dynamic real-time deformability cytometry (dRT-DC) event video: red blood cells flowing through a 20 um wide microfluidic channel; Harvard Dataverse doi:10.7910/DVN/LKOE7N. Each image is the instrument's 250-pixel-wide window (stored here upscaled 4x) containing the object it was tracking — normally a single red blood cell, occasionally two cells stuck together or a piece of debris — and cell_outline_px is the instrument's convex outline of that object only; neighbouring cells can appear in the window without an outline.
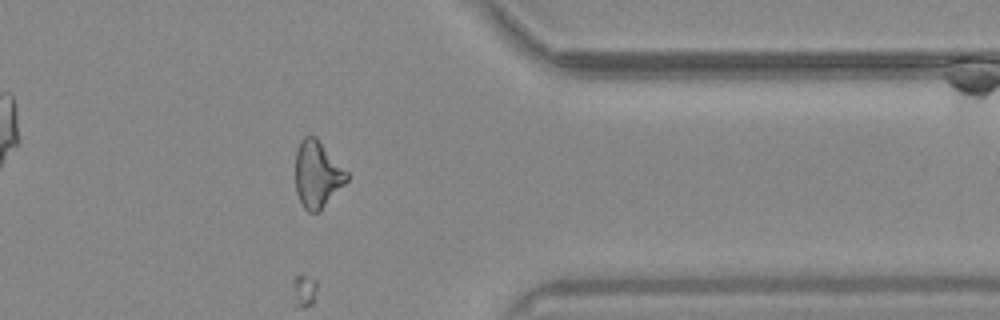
{"species": "common noctule bat (a hibernating species)", "species_latin": "Nyctalus noctula", "temperature_condition": "warm", "stored_images_in_passage": 54, "camera_frame_rate_fps": 3000, "um_per_image_px": 0.085, "animal": {"sex": "male", "body_mass_g": 20.4}, "frame": {"image": 1, "passage_image": 43, "time_ms": 14.0, "image_size_px": [1000, 320], "cell_outline_px": [[348, 180], [320, 212], [308, 212], [304, 208], [296, 192], [296, 152], [300, 140], [304, 136], [316, 136], [348, 172]], "centroid_in_image_um": [26.98, 14.82], "position_along_channel_um": 384.4, "area_um2": 20.06}}